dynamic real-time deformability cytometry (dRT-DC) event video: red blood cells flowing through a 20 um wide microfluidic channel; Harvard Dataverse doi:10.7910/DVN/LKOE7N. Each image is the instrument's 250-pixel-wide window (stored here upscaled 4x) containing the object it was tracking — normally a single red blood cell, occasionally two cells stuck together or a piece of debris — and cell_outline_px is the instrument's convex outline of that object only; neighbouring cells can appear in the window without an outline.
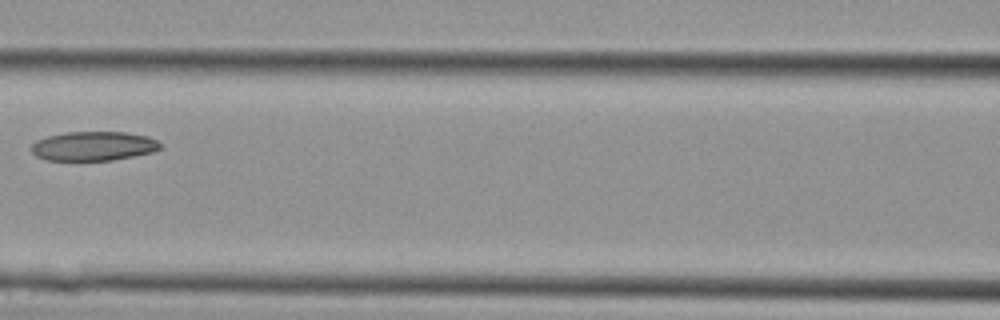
{"species": "Egyptian fruit bat (a non-hibernating species)", "species_latin": "Rousettus aegyptiacus", "temperature_condition": "cold", "stored_images_in_passage": 6, "camera_frame_rate_fps": 3000, "um_per_image_px": 0.085, "animal": {"sex": "female"}, "frame": {"image": 1, "passage_image": 6, "time_ms": 1.667, "image_size_px": [1000, 320], "cell_outline_px": [[160, 148], [152, 152], [112, 160], [44, 160], [36, 156], [32, 152], [32, 144], [36, 140], [48, 136], [68, 132], [124, 132], [148, 136], [156, 140], [160, 144]], "centroid_in_image_um": [7.92, 12.41], "position_along_channel_um": 158.7, "area_um2": 21.79}}